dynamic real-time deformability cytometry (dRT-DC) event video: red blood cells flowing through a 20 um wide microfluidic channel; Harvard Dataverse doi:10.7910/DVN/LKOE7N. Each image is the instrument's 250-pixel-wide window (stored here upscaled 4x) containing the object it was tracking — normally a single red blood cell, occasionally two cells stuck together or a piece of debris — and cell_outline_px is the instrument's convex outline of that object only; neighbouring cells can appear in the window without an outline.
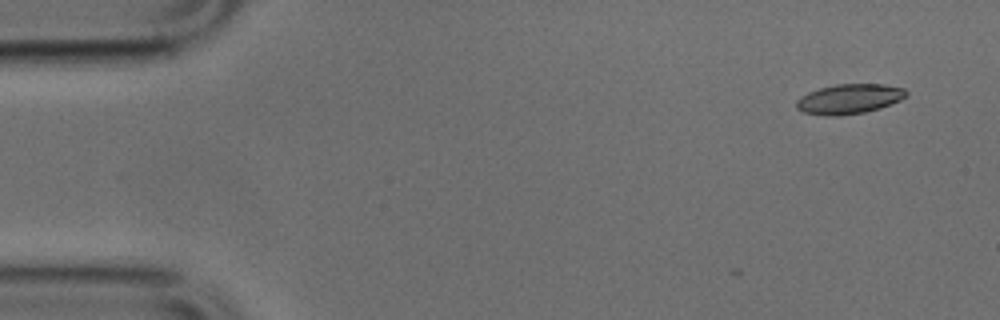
{"species": "common noctule bat (a hibernating species)", "species_latin": "Nyctalus noctula", "temperature_condition": "cold", "stored_images_in_passage": 3, "camera_frame_rate_fps": 3000, "um_per_image_px": 0.085, "animal": {"sex": "male", "body_mass_g": 17.9, "forearm_length_mm": 54.2}, "frame": {"image": 1, "passage_image": 1, "time_ms": 0.0, "image_size_px": [1000, 320], "cell_outline_px": [[908, 96], [900, 100], [880, 108], [864, 112], [840, 116], [824, 116], [804, 112], [796, 108], [796, 100], [800, 96], [808, 92], [820, 88], [836, 84], [884, 84], [904, 88], [908, 92]], "centroid_in_image_um": [72.18, 8.41], "position_along_channel_um": 12.8, "area_um2": 19.25}}